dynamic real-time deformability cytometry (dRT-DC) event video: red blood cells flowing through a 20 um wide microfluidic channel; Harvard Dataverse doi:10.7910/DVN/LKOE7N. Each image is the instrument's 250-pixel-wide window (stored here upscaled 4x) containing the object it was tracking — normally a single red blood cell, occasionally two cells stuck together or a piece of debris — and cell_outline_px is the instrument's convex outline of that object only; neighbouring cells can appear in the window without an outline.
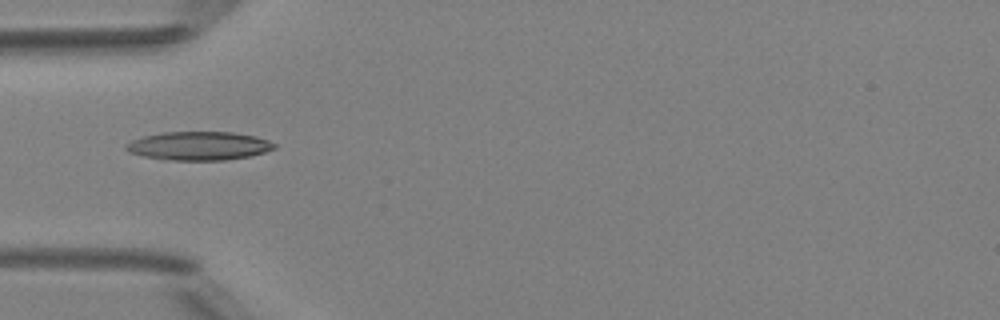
{"species": "Egyptian fruit bat (a non-hibernating species)", "species_latin": "Rousettus aegyptiacus", "temperature_condition": "room temperature", "stored_images_in_passage": 5, "camera_frame_rate_fps": 3000, "um_per_image_px": 0.085, "animal": {"sex": "female"}, "frame": {"image": 1, "passage_image": 3, "time_ms": 2.667, "image_size_px": [1000, 320], "cell_outline_px": [[276, 148], [252, 156], [224, 160], [172, 160], [144, 156], [128, 152], [124, 148], [132, 140], [144, 136], [164, 132], [232, 132], [256, 136], [268, 140], [276, 144]], "centroid_in_image_um": [16.94, 12.4], "position_along_channel_um": 68.1, "area_um2": 24.62}}
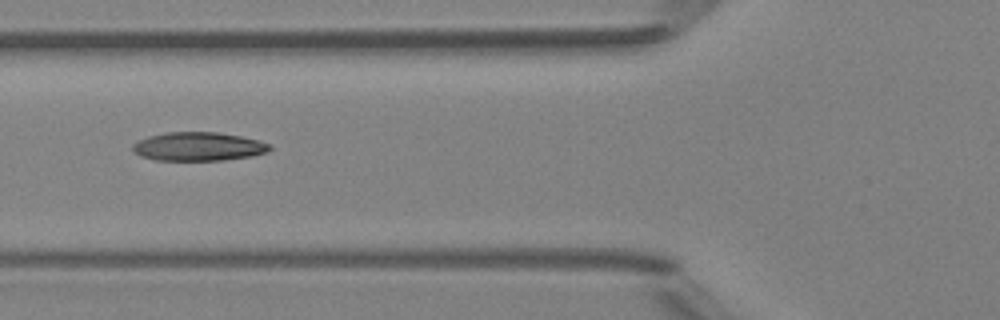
{"frame": {"image": 2, "passage_image": 4, "time_ms": 3.667, "image_size_px": [1000, 320], "cell_outline_px": [[272, 148], [268, 152], [252, 156], [220, 160], [156, 160], [140, 156], [132, 148], [132, 144], [148, 136], [168, 132], [216, 132], [240, 136], [260, 140], [272, 144]], "centroid_in_image_um": [16.9, 12.45], "position_along_channel_um": 108.9, "area_um2": 22.89}}
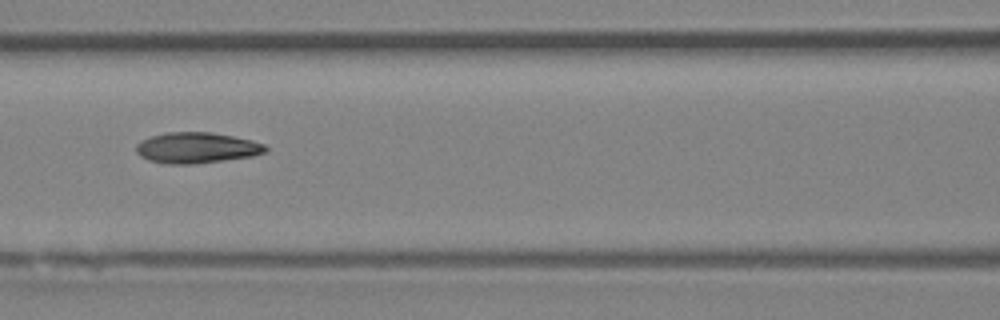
{"frame": {"image": 3, "passage_image": 5, "time_ms": 4.667, "image_size_px": [1000, 320], "cell_outline_px": [[268, 152], [252, 156], [224, 160], [192, 164], [160, 164], [148, 160], [140, 156], [136, 152], [136, 144], [140, 140], [152, 136], [168, 132], [212, 132], [252, 140], [264, 144], [268, 148]], "centroid_in_image_um": [16.7, 12.57], "position_along_channel_um": 149.9, "area_um2": 23.41}}